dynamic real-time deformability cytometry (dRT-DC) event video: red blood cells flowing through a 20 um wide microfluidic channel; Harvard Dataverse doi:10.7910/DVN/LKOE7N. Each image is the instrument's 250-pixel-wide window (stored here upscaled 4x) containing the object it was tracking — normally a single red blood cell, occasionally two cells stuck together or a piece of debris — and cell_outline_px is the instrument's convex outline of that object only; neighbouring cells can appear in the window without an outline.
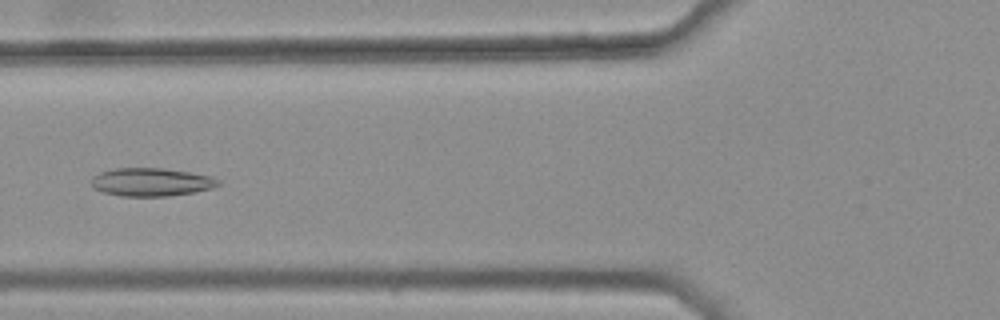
{"species": "common noctule bat (a hibernating species)", "species_latin": "Nyctalus noctula", "temperature_condition": "warm", "stored_images_in_passage": 44, "camera_frame_rate_fps": 3000, "um_per_image_px": 0.085, "animal": {"sex": "female", "body_mass_g": 25.1}, "frame": {"image": 1, "passage_image": 20, "time_ms": 6.333, "image_size_px": [1000, 320], "cell_outline_px": [[220, 184], [212, 188], [196, 192], [168, 196], [120, 196], [104, 192], [92, 188], [92, 176], [100, 172], [112, 168], [164, 168], [212, 176], [220, 180]], "centroid_in_image_um": [12.85, 15.47], "position_along_channel_um": 112.9, "area_um2": 20.98}}
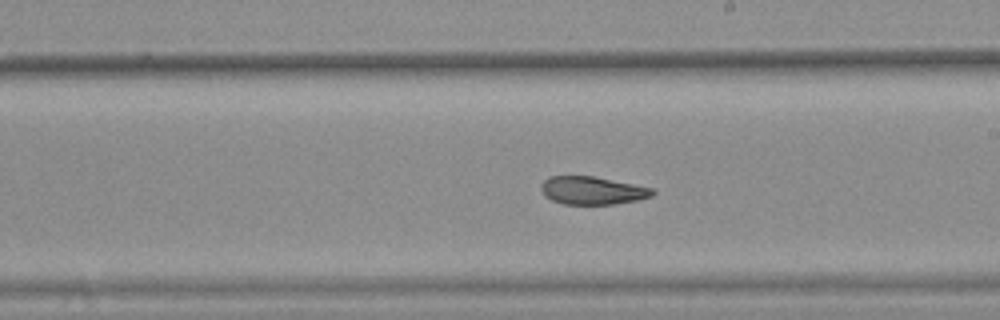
{"frame": {"image": 2, "passage_image": 30, "time_ms": 9.667, "image_size_px": [1000, 320], "cell_outline_px": [[656, 192], [652, 196], [636, 200], [612, 204], [564, 204], [552, 200], [544, 196], [540, 188], [540, 184], [548, 176], [596, 176], [656, 188]], "centroid_in_image_um": [50.36, 16.18], "position_along_channel_um": 238.6, "area_um2": 18.44}}
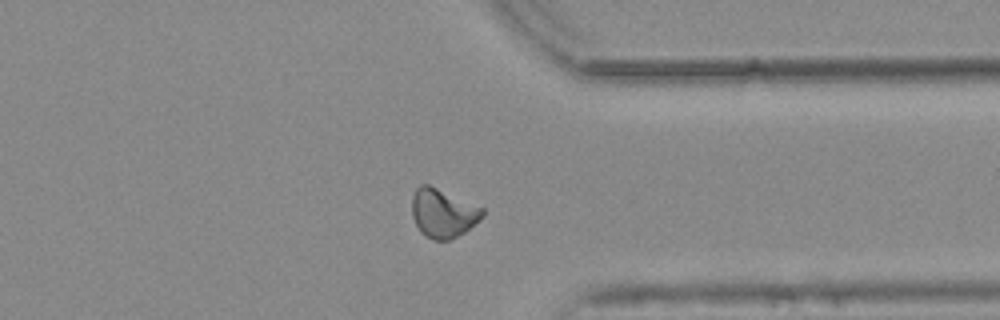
{"frame": {"image": 3, "passage_image": 41, "time_ms": 13.333, "image_size_px": [1000, 320], "cell_outline_px": [[484, 216], [480, 220], [464, 232], [448, 240], [432, 240], [424, 236], [420, 232], [412, 216], [412, 196], [416, 188], [420, 184], [428, 184], [484, 208]], "centroid_in_image_um": [37.64, 18.12], "position_along_channel_um": 373.8, "area_um2": 20.06}, "authors_computed_cell_mechanics": {"area_um2": 20.0855, "velocity_mm_per_s": 3.7836, "shape_relaxation_time_tau1_ms": null, "shape_relaxation_time_tau2_ms": 2.5087, "deformation_change_tau1": null, "deformation_change_tau2": 0.0836}}